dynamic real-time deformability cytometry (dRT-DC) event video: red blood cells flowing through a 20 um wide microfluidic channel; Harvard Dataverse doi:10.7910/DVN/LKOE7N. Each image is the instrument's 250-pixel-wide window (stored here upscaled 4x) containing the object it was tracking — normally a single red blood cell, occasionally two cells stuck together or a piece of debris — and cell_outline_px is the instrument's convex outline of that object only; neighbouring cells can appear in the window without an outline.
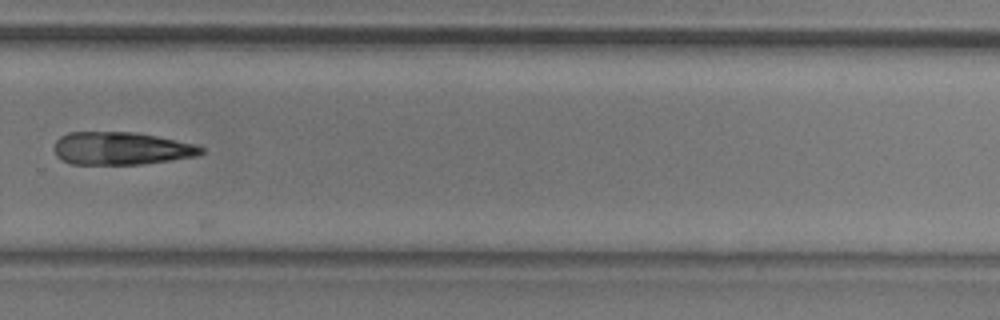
{"species": "common noctule bat (a hibernating species)", "species_latin": "Nyctalus noctula", "temperature_condition": "room temperature", "stored_images_in_passage": 27, "camera_frame_rate_fps": 3000, "um_per_image_px": 0.085, "animal": {"sex": "male", "body_mass_g": 20.5, "forearm_length_mm": 52.5}, "frame": {"image": 1, "passage_image": 23, "time_ms": 7.333, "image_size_px": [1000, 320], "cell_outline_px": [[204, 152], [196, 156], [144, 164], [72, 164], [60, 160], [56, 156], [52, 148], [56, 140], [60, 136], [68, 132], [136, 132], [196, 144], [204, 148]], "centroid_in_image_um": [10.26, 12.61], "position_along_channel_um": 319.5, "area_um2": 28.32}}